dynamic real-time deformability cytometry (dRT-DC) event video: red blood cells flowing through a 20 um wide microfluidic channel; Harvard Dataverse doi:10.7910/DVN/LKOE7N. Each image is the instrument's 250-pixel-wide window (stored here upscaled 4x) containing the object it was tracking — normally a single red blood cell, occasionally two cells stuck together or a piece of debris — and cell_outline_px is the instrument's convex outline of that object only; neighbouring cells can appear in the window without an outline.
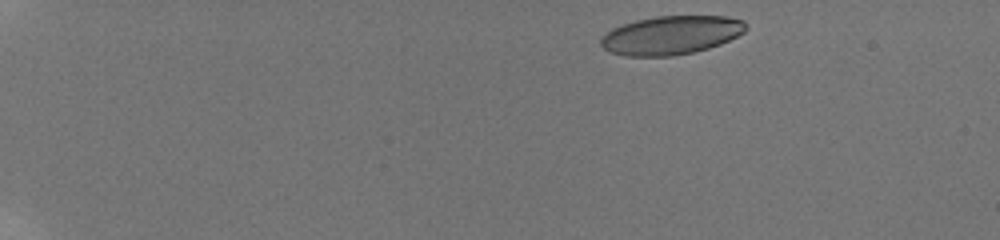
{"species": "human", "species_latin": "Homo sapiens", "temperature_condition": "room temperature", "stored_images_in_passage": 7, "camera_frame_rate_fps": 3000, "um_per_image_px": 0.085, "donor": {"sex": "male"}, "frame": {"image": 1, "passage_image": 1, "time_ms": 0.0, "image_size_px": [1000, 240], "cell_outline_px": [[748, 28], [744, 32], [720, 44], [708, 48], [692, 52], [672, 56], [624, 56], [608, 52], [600, 44], [600, 40], [612, 28], [636, 20], [656, 16], [724, 16], [744, 20]], "centroid_in_image_um": [57.04, 2.99], "position_along_channel_um": 28.0, "area_um2": 32.6}}
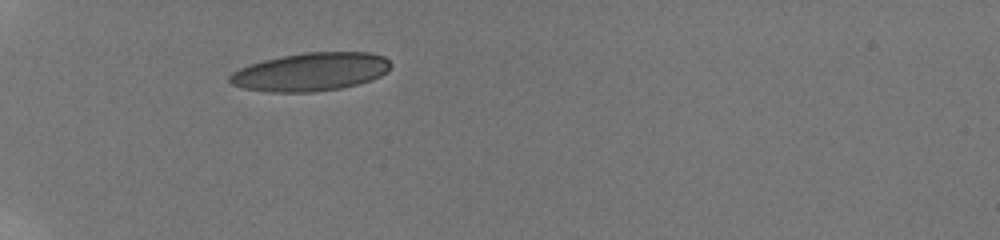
{"frame": {"image": 2, "passage_image": 5, "time_ms": 3.667, "image_size_px": [1000, 240], "cell_outline_px": [[392, 64], [388, 72], [372, 80], [340, 88], [312, 92], [268, 92], [244, 88], [232, 84], [228, 80], [228, 76], [232, 72], [240, 68], [264, 60], [280, 56], [304, 52], [368, 52], [384, 56]], "centroid_in_image_um": [26.42, 6.1], "position_along_channel_um": 58.6, "area_um2": 35.95}}